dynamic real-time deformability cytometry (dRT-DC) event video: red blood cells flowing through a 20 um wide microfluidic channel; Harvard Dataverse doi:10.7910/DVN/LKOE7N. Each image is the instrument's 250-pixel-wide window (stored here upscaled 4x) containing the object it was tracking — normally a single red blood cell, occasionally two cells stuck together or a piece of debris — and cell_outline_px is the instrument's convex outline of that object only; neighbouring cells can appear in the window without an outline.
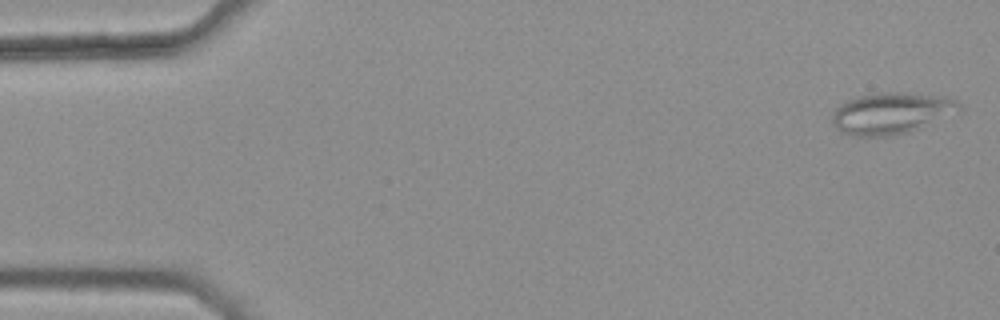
{"species": "common noctule bat (a hibernating species)", "species_latin": "Nyctalus noctula", "temperature_condition": "warm", "stored_images_in_passage": 47, "camera_frame_rate_fps": 3000, "um_per_image_px": 0.085, "animal": {"sex": "female", "body_mass_g": 25.1}, "frame": {"image": 1, "passage_image": 1, "time_ms": 0.0, "image_size_px": [1000, 320], "cell_outline_px": [[960, 108], [920, 128], [908, 132], [892, 136], [852, 136], [840, 132], [836, 128], [832, 120], [832, 116], [836, 108], [840, 104], [848, 100], [860, 96], [880, 92], [900, 92], [944, 96], [956, 100], [960, 104]], "centroid_in_image_um": [75.69, 9.62], "position_along_channel_um": 9.3, "area_um2": 30.23}}
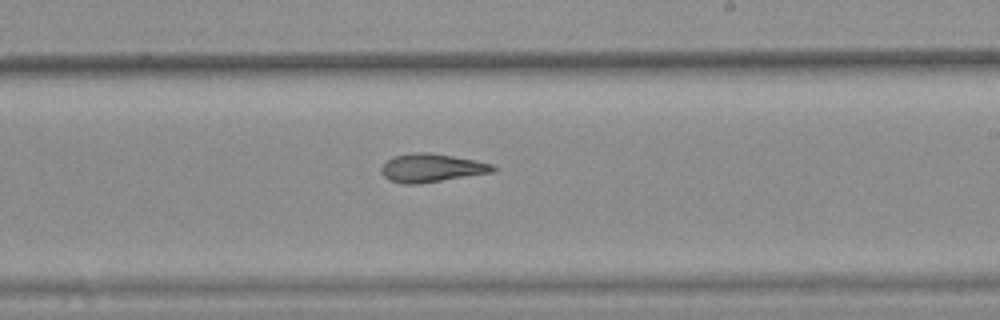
{"frame": {"image": 2, "passage_image": 31, "time_ms": 10.0, "image_size_px": [1000, 320], "cell_outline_px": [[496, 172], [416, 184], [404, 184], [388, 180], [384, 176], [380, 168], [392, 156], [412, 152], [424, 152], [452, 156], [492, 164], [496, 168]], "centroid_in_image_um": [36.66, 14.28], "position_along_channel_um": 252.3, "area_um2": 18.32}}
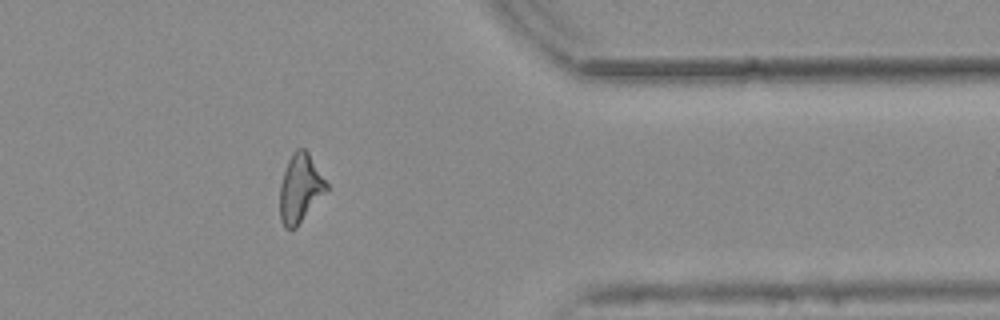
{"frame": {"image": 3, "passage_image": 43, "time_ms": 14.0, "image_size_px": [1000, 320], "cell_outline_px": [[328, 188], [296, 228], [284, 228], [280, 220], [280, 184], [288, 160], [292, 152], [296, 148], [304, 148], [308, 152], [328, 184]], "centroid_in_image_um": [25.49, 15.99], "position_along_channel_um": 385.9, "area_um2": 18.38}, "authors_computed_cell_mechanics": {"area_um2": 18.785, "velocity_mm_per_s": 3.7475, "shape_relaxation_time_tau1_ms": null, "shape_relaxation_time_tau2_ms": 6.1125, "deformation_change_tau1": null, "deformation_change_tau2": 0.1843}}